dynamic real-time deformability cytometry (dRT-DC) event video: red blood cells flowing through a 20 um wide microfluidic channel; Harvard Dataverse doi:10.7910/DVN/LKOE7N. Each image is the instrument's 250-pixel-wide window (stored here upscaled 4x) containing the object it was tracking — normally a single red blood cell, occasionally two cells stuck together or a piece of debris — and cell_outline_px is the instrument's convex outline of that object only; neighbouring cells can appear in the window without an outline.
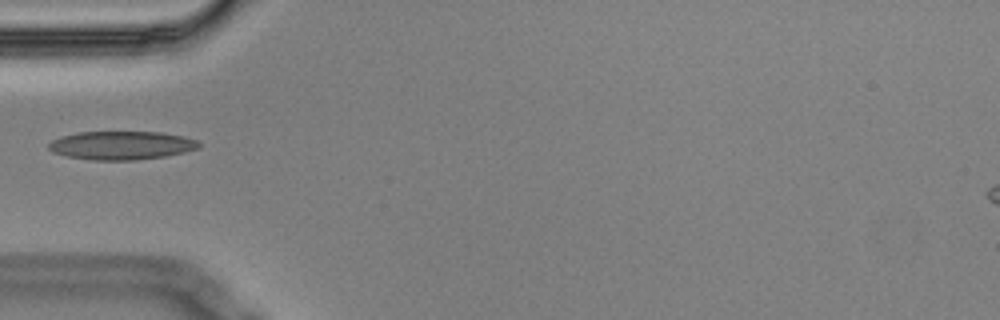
{"species": "Egyptian fruit bat (a non-hibernating species)", "species_latin": "Rousettus aegyptiacus", "temperature_condition": "cold", "stored_images_in_passage": 5, "camera_frame_rate_fps": 3000, "um_per_image_px": 0.085, "animal": {"sex": "male"}, "frame": {"image": 1, "passage_image": 5, "time_ms": 1.333, "image_size_px": [1000, 320], "cell_outline_px": [[200, 148], [184, 152], [164, 156], [136, 160], [92, 160], [68, 156], [52, 152], [48, 148], [48, 144], [52, 140], [60, 136], [80, 132], [160, 132], [184, 136], [196, 140], [200, 144]], "centroid_in_image_um": [10.32, 12.35], "position_along_channel_um": 74.7, "area_um2": 24.91}}